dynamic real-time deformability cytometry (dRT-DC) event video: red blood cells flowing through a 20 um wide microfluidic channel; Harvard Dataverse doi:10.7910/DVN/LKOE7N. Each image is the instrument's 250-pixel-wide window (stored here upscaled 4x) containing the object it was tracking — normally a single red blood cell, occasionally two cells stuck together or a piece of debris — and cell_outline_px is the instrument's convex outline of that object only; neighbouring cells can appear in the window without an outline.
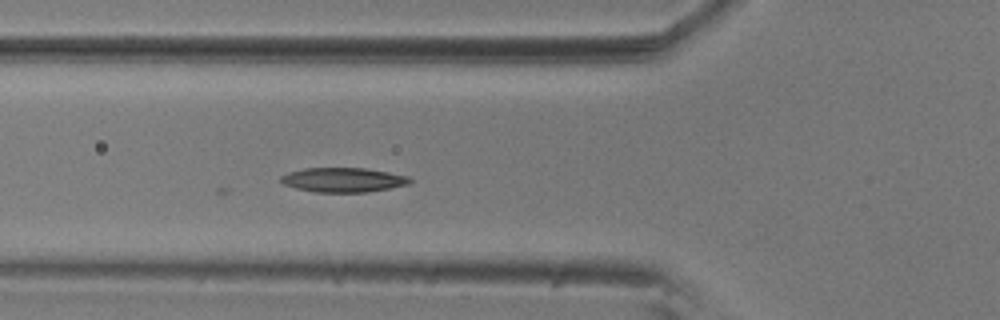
{"species": "common noctule bat (a hibernating species)", "species_latin": "Nyctalus noctula", "temperature_condition": "room temperature", "stored_images_in_passage": 40, "camera_frame_rate_fps": 3000, "um_per_image_px": 0.085, "animal": {"sex": "male", "body_mass_g": 20.5, "forearm_length_mm": 52.5}, "frame": {"image": 1, "passage_image": 4, "time_ms": 1.0, "image_size_px": [1000, 320], "cell_outline_px": [[412, 180], [408, 184], [368, 192], [316, 192], [296, 188], [284, 184], [280, 180], [280, 176], [288, 172], [304, 168], [364, 168], [388, 172], [408, 176]], "centroid_in_image_um": [29.15, 15.28], "position_along_channel_um": 96.7, "area_um2": 18.26}}
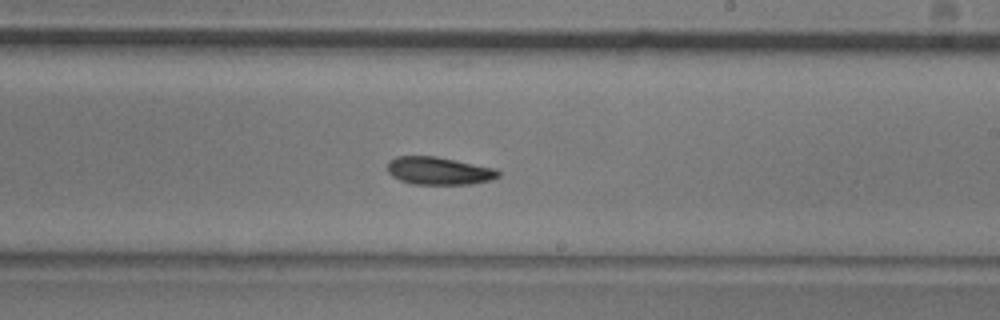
{"frame": {"image": 2, "passage_image": 17, "time_ms": 5.333, "image_size_px": [1000, 320], "cell_outline_px": [[500, 176], [492, 180], [472, 184], [412, 184], [400, 180], [392, 176], [388, 172], [388, 160], [396, 156], [436, 156], [496, 168], [500, 172]], "centroid_in_image_um": [37.32, 14.52], "position_along_channel_um": 251.7, "area_um2": 18.09}}
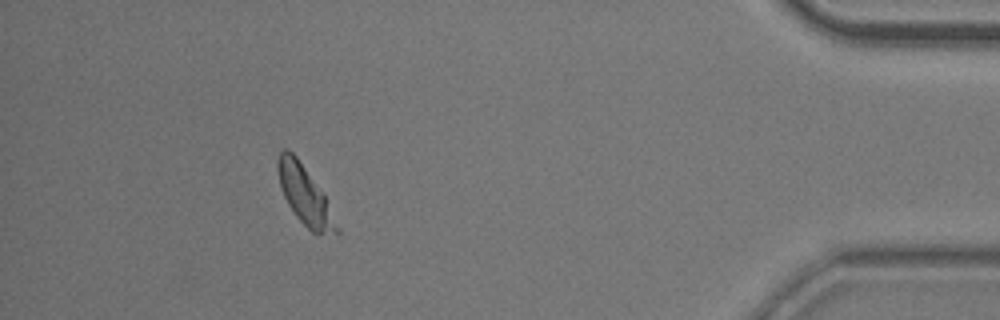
{"frame": {"image": 3, "passage_image": 35, "time_ms": 11.333, "image_size_px": [1000, 320], "cell_outline_px": [[340, 232], [316, 236], [296, 216], [288, 204], [280, 188], [276, 164], [276, 160], [280, 152], [284, 148], [288, 148], [296, 156], [324, 196], [340, 228]], "centroid_in_image_um": [25.89, 16.61], "position_along_channel_um": 409.3, "area_um2": 19.77}}